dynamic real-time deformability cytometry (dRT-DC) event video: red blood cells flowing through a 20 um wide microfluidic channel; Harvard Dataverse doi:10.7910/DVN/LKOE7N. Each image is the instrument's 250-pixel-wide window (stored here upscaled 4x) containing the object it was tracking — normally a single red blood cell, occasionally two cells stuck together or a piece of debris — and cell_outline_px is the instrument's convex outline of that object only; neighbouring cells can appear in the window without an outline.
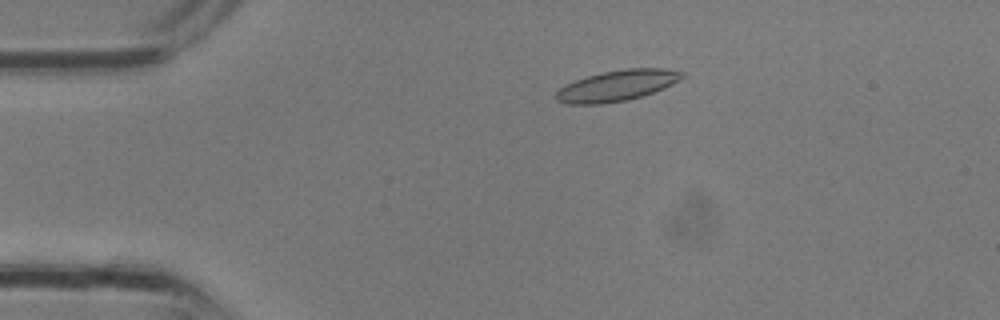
{"species": "common noctule bat (a hibernating species)", "species_latin": "Nyctalus noctula", "temperature_condition": "room temperature", "stored_images_in_passage": 14, "camera_frame_rate_fps": 3000, "um_per_image_px": 0.085, "animal": {"sex": "male", "body_mass_g": 13.3}, "frame": {"image": 1, "passage_image": 7, "time_ms": 2.0, "image_size_px": [1000, 320], "cell_outline_px": [[684, 76], [680, 80], [664, 88], [644, 96], [628, 100], [600, 104], [564, 104], [556, 100], [556, 92], [560, 88], [576, 80], [588, 76], [604, 72], [624, 68], [668, 68], [684, 72]], "centroid_in_image_um": [52.49, 7.28], "position_along_channel_um": 32.5, "area_um2": 22.72}}
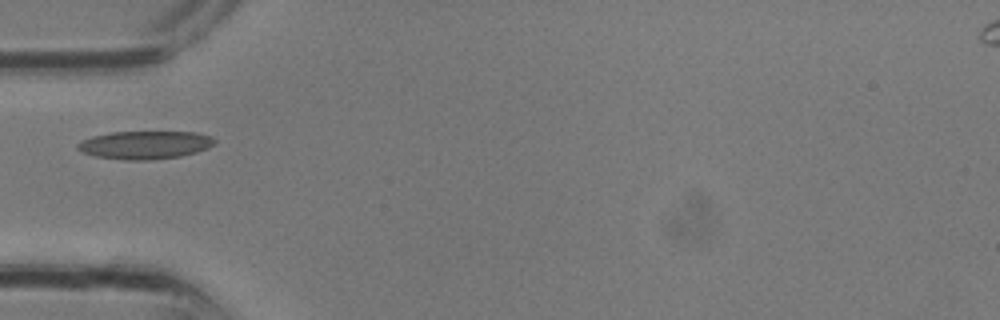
{"frame": {"image": 2, "passage_image": 11, "time_ms": 3.333, "image_size_px": [1000, 320], "cell_outline_px": [[216, 144], [208, 148], [196, 152], [180, 156], [148, 160], [124, 160], [92, 156], [80, 152], [76, 148], [76, 144], [92, 136], [112, 132], [196, 132], [212, 136], [216, 140]], "centroid_in_image_um": [12.31, 12.32], "position_along_channel_um": 72.7, "area_um2": 22.6}}
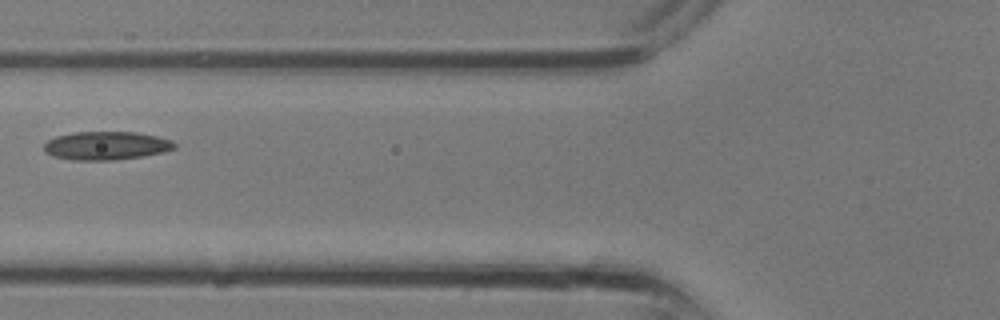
{"frame": {"image": 3, "passage_image": 13, "time_ms": 4.0, "image_size_px": [1000, 320], "cell_outline_px": [[176, 148], [164, 152], [140, 156], [112, 160], [72, 160], [52, 156], [44, 152], [44, 144], [48, 140], [56, 136], [72, 132], [136, 132], [156, 136], [172, 140], [176, 144]], "centroid_in_image_um": [9.01, 12.38], "position_along_channel_um": 116.8, "area_um2": 21.62}}